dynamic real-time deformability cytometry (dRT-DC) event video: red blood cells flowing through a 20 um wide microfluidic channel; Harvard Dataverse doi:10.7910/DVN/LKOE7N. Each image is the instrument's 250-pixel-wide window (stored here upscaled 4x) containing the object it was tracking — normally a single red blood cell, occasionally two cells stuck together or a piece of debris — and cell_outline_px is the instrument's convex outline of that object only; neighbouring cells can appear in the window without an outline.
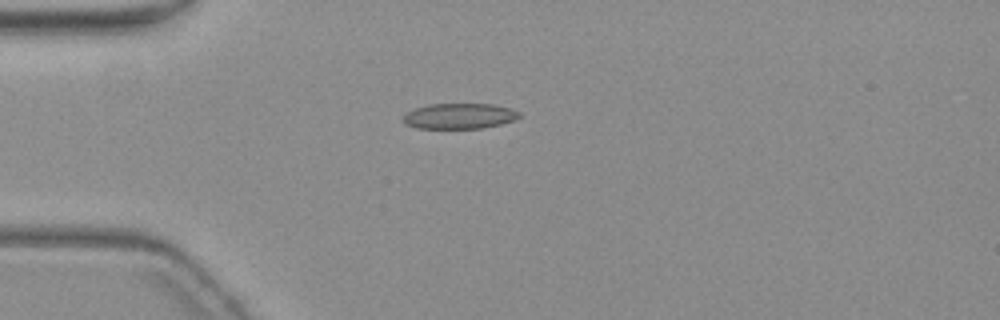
{"species": "common noctule bat (a hibernating species)", "species_latin": "Nyctalus noctula", "temperature_condition": "warm", "stored_images_in_passage": 3, "camera_frame_rate_fps": 3000, "um_per_image_px": 0.085, "animal": {"sex": "female", "body_mass_g": 19.3, "forearm_length_mm": 54.1}, "frame": {"image": 1, "passage_image": 1, "time_ms": 0.0, "image_size_px": [1000, 320], "cell_outline_px": [[520, 116], [516, 120], [484, 128], [416, 128], [404, 124], [404, 116], [408, 112], [416, 108], [428, 104], [492, 104], [512, 108], [520, 112]], "centroid_in_image_um": [39.09, 9.86], "position_along_channel_um": 45.9, "area_um2": 17.28}}
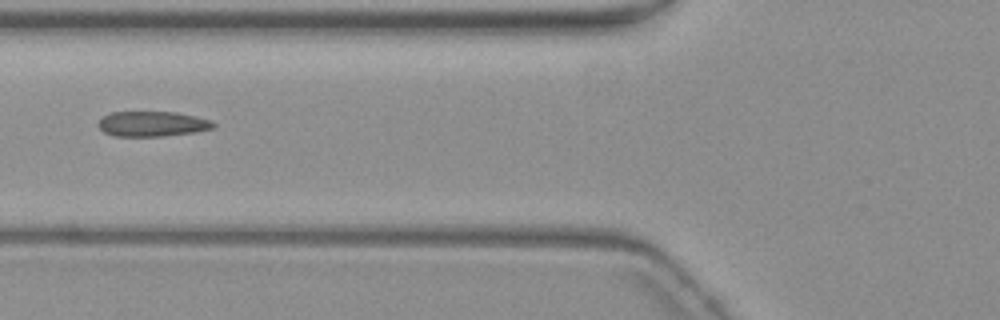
{"frame": {"image": 2, "passage_image": 3, "time_ms": 2.333, "image_size_px": [1000, 320], "cell_outline_px": [[216, 124], [212, 128], [196, 132], [164, 136], [112, 136], [104, 132], [100, 128], [100, 120], [104, 116], [112, 112], [176, 112], [196, 116], [212, 120]], "centroid_in_image_um": [12.99, 10.53], "position_along_channel_um": 112.8, "area_um2": 16.82}}